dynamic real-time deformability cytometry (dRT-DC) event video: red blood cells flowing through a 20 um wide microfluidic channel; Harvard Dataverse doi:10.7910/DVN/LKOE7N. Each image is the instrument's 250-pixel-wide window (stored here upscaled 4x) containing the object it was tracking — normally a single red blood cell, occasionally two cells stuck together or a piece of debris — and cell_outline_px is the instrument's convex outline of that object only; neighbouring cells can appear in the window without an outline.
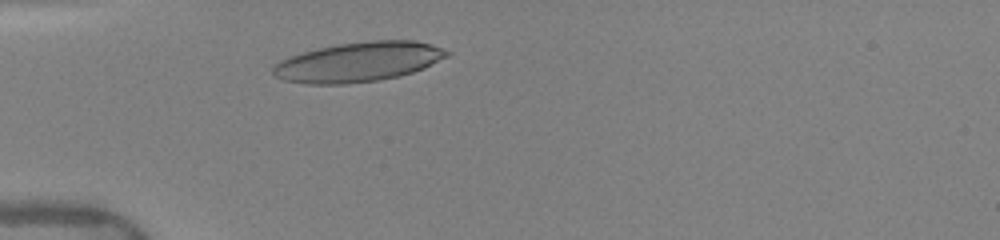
{"species": "human", "species_latin": "Homo sapiens", "temperature_condition": "warm", "stored_images_in_passage": 36, "camera_frame_rate_fps": 3000, "um_per_image_px": 0.085, "donor": {"sex": "female"}, "frame": {"image": 1, "passage_image": 6, "time_ms": 1.667, "image_size_px": [1000, 240], "cell_outline_px": [[452, 52], [448, 56], [424, 68], [412, 72], [396, 76], [376, 80], [348, 84], [308, 84], [284, 80], [276, 76], [272, 72], [272, 68], [280, 60], [304, 52], [320, 48], [340, 44], [368, 40], [416, 40], [432, 44], [444, 48]], "centroid_in_image_um": [30.51, 5.25], "position_along_channel_um": 54.5, "area_um2": 40.0}}
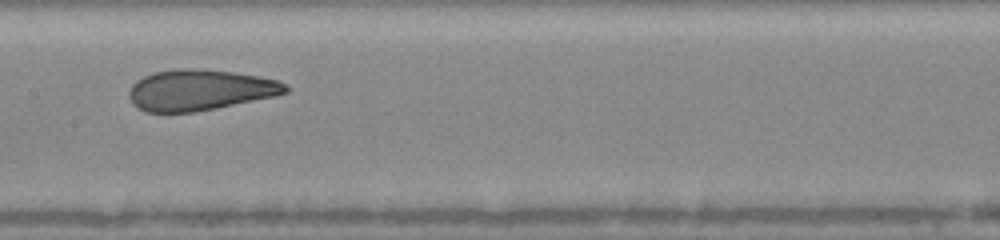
{"frame": {"image": 2, "passage_image": 17, "time_ms": 5.333, "image_size_px": [1000, 240], "cell_outline_px": [[288, 92], [276, 96], [216, 108], [192, 112], [144, 112], [136, 108], [132, 104], [128, 96], [128, 92], [132, 84], [136, 80], [144, 76], [156, 72], [180, 68], [204, 68], [260, 76], [280, 80], [288, 88]], "centroid_in_image_um": [16.97, 7.65], "position_along_channel_um": 190.4, "area_um2": 37.57}}
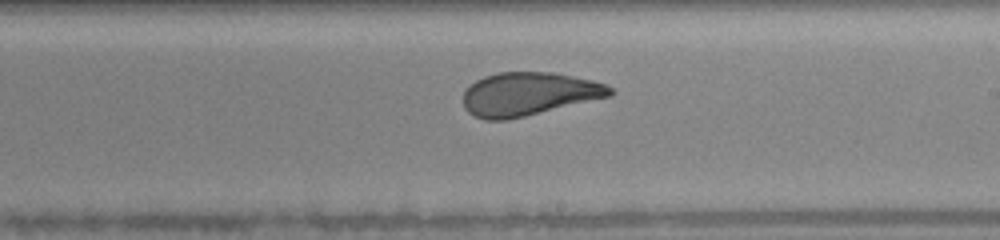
{"frame": {"image": 3, "passage_image": 21, "time_ms": 6.667, "image_size_px": [1000, 240], "cell_outline_px": [[616, 92], [612, 96], [508, 120], [484, 120], [468, 112], [464, 108], [464, 92], [476, 80], [484, 76], [500, 72], [552, 72], [592, 80], [604, 84], [612, 88]], "centroid_in_image_um": [44.96, 7.99], "position_along_channel_um": 244.0, "area_um2": 37.05}, "authors_computed_cell_mechanics": {"area_um2": 38.2058, "velocity_mm_per_s": 4.0453, "shape_relaxation_time_tau1_ms": 5.0915, "shape_relaxation_time_tau2_ms": 0.9694, "deformation_change_tau1": 0.1921, "deformation_change_tau2": 0.086}}